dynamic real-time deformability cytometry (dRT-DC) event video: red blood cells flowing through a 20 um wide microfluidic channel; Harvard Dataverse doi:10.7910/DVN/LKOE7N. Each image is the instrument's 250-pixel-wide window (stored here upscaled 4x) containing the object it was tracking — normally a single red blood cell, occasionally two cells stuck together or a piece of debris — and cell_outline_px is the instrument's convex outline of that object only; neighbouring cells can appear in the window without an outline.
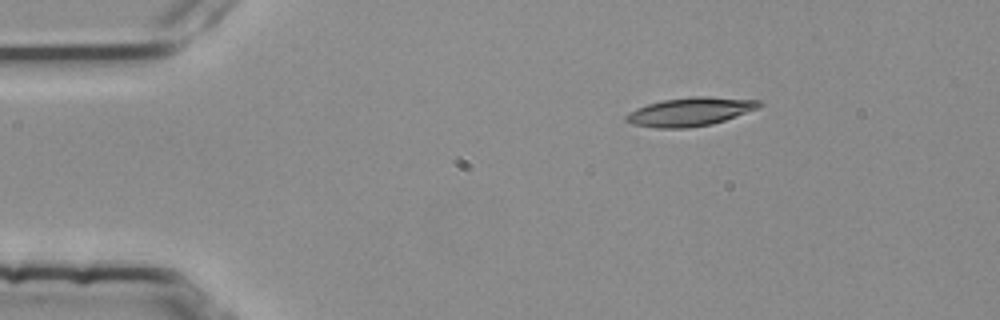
{"species": "common noctule bat (a hibernating species)", "species_latin": "Nyctalus noctula", "temperature_condition": "room temperature", "stored_images_in_passage": 3, "camera_frame_rate_fps": 3000, "um_per_image_px": 0.085, "animal": {"sex": "female", "body_mass_g": 25.1}, "frame": {"image": 1, "passage_image": 1, "time_ms": 0.0, "image_size_px": [1000, 320], "cell_outline_px": [[764, 104], [756, 108], [724, 120], [712, 124], [688, 128], [656, 128], [632, 124], [624, 120], [624, 116], [628, 112], [636, 108], [648, 104], [664, 100], [692, 96], [708, 96], [760, 100]], "centroid_in_image_um": [58.62, 9.49], "position_along_channel_um": 26.4, "area_um2": 22.08}}